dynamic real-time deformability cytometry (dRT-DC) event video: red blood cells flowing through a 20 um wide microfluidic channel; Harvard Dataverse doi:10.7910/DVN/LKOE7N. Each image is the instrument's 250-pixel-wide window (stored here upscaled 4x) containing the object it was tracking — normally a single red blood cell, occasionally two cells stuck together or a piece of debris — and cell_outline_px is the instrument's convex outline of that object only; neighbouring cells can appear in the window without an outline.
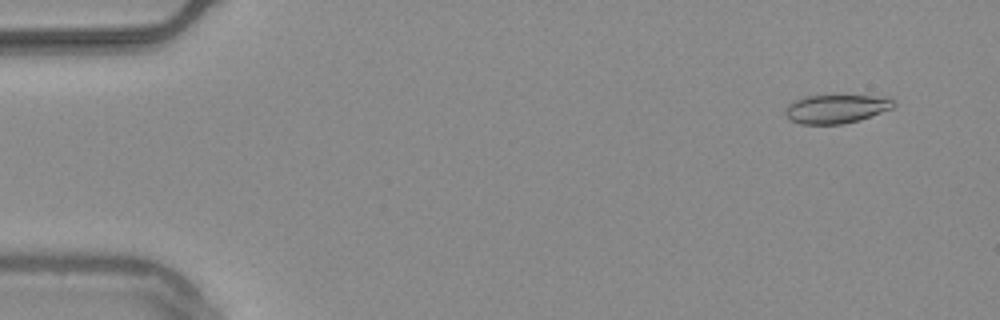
{"species": "common noctule bat (a hibernating species)", "species_latin": "Nyctalus noctula", "temperature_condition": "warm", "stored_images_in_passage": 54, "camera_frame_rate_fps": 3000, "um_per_image_px": 0.085, "animal": {"sex": "male", "body_mass_g": 20.4}, "frame": {"image": 1, "passage_image": 4, "time_ms": 1.0, "image_size_px": [1000, 320], "cell_outline_px": [[896, 104], [892, 108], [860, 120], [844, 124], [800, 124], [784, 116], [784, 108], [788, 104], [804, 96], [832, 92], [888, 96]], "centroid_in_image_um": [71.08, 9.18], "position_along_channel_um": 13.9, "area_um2": 19.36}}
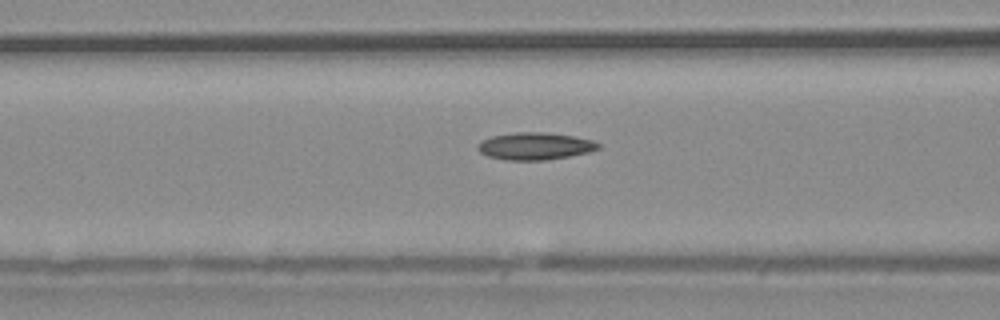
{"frame": {"image": 2, "passage_image": 22, "time_ms": 7.0, "image_size_px": [1000, 320], "cell_outline_px": [[600, 148], [588, 152], [568, 156], [544, 160], [508, 160], [488, 156], [480, 152], [476, 148], [476, 144], [480, 140], [492, 136], [516, 132], [544, 132], [572, 136], [592, 140], [600, 144]], "centroid_in_image_um": [45.43, 12.41], "position_along_channel_um": 121.2, "area_um2": 19.07}}
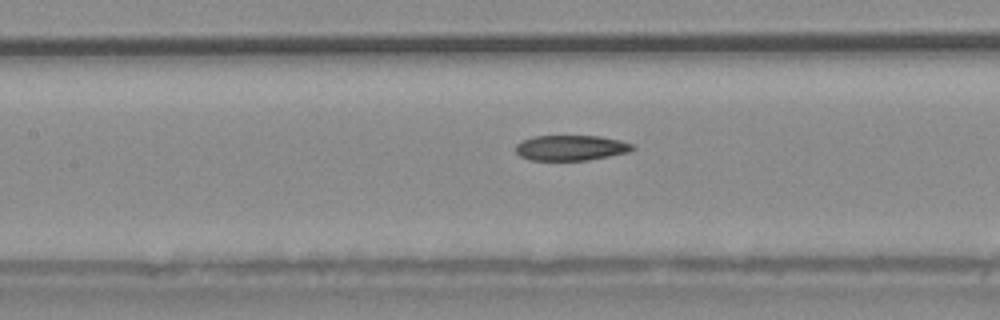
{"frame": {"image": 3, "passage_image": 25, "time_ms": 8.0, "image_size_px": [1000, 320], "cell_outline_px": [[636, 148], [628, 152], [588, 160], [528, 160], [520, 156], [516, 152], [516, 144], [520, 140], [536, 136], [600, 136], [620, 140], [632, 144]], "centroid_in_image_um": [48.5, 12.56], "position_along_channel_um": 158.9, "area_um2": 17.28}, "authors_computed_cell_mechanics": {"area_um2": 18.2937, "velocity_mm_per_s": 3.7628, "shape_relaxation_time_tau1_ms": 10.2935, "shape_relaxation_time_tau2_ms": null, "deformation_change_tau1": 0.1914, "deformation_change_tau2": null}}